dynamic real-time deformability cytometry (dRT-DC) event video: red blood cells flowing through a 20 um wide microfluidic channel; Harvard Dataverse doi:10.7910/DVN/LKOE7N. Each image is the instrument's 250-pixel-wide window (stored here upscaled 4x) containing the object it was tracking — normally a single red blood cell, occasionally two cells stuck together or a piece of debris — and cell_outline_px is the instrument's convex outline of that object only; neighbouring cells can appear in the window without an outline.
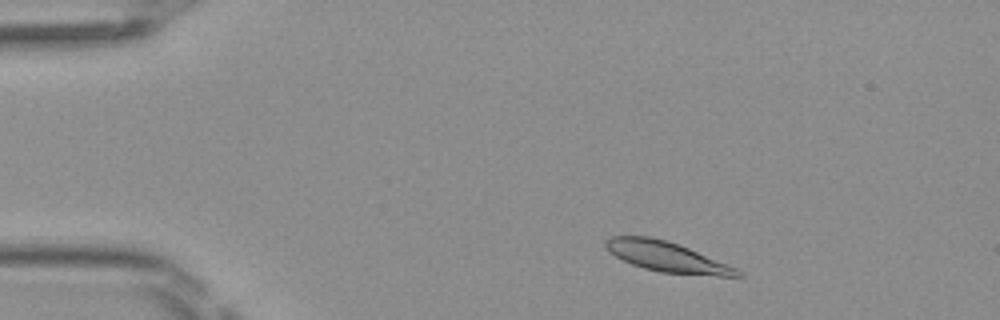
{"species": "Egyptian fruit bat (a non-hibernating species)", "species_latin": "Rousettus aegyptiacus", "temperature_condition": "room temperature", "stored_images_in_passage": 46, "camera_frame_rate_fps": 3000, "um_per_image_px": 0.085, "frame": {"image": 1, "passage_image": 4, "time_ms": 1.0, "image_size_px": [1000, 320], "cell_outline_px": [[744, 276], [720, 276], [660, 272], [644, 268], [632, 264], [608, 252], [604, 244], [604, 240], [612, 236], [648, 236], [668, 240], [688, 248], [736, 268], [744, 272]], "centroid_in_image_um": [56.65, 21.82], "position_along_channel_um": 28.3, "area_um2": 22.95}}
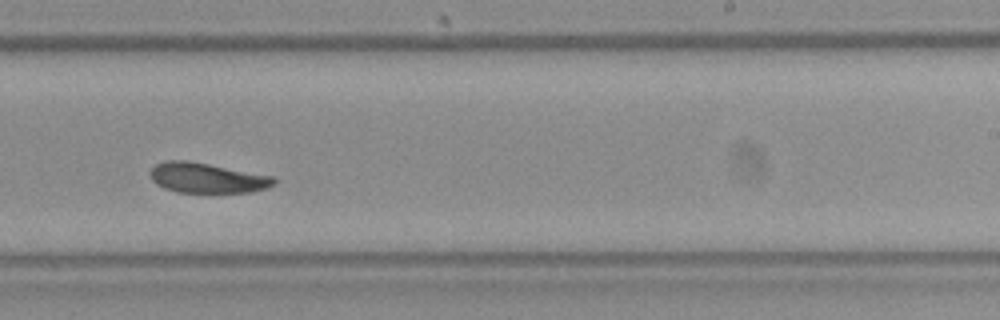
{"frame": {"image": 2, "passage_image": 27, "time_ms": 8.667, "image_size_px": [1000, 320], "cell_outline_px": [[276, 184], [252, 192], [176, 192], [164, 188], [156, 184], [152, 180], [148, 172], [156, 164], [164, 160], [188, 160], [272, 176], [276, 180]], "centroid_in_image_um": [17.55, 15.11], "position_along_channel_um": 271.5, "area_um2": 21.68}}
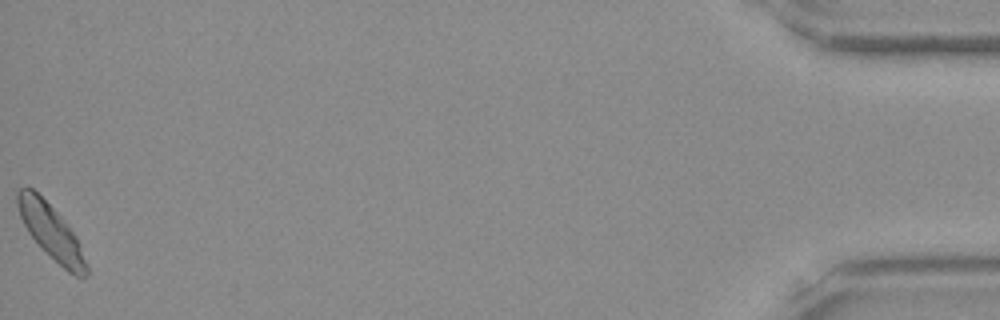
{"frame": {"image": 3, "passage_image": 46, "time_ms": 15.0, "image_size_px": [1000, 320], "cell_outline_px": [[88, 276], [76, 276], [68, 272], [28, 232], [20, 216], [16, 204], [16, 192], [20, 188], [32, 188], [52, 208], [76, 236], [80, 244], [88, 264]], "centroid_in_image_um": [4.35, 19.7], "position_along_channel_um": 430.8, "area_um2": 21.1}, "authors_computed_cell_mechanics": {"area_um2": 22.5709, "velocity_mm_per_s": 4.034, "shape_relaxation_time_tau1_ms": 3.0789, "shape_relaxation_time_tau2_ms": 3.8697, "deformation_change_tau1": 0.1037, "deformation_change_tau2": 0.0736}}